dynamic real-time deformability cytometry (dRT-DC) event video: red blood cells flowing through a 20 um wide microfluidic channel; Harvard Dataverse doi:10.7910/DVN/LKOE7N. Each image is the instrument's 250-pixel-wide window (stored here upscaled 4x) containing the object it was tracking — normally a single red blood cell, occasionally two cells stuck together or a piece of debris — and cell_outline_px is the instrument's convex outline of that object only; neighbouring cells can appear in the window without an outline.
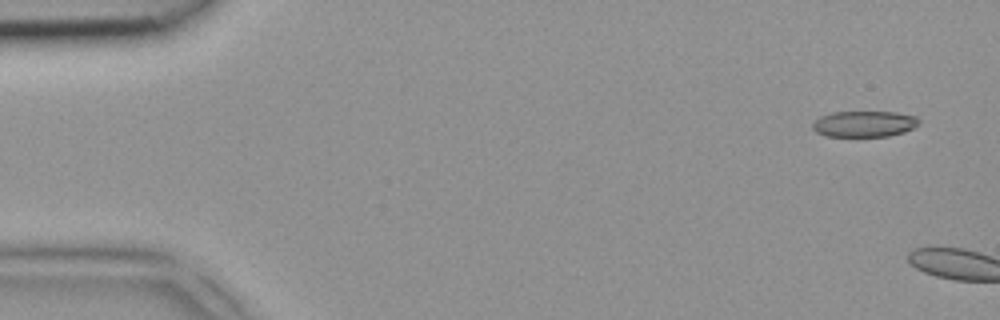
{"species": "common noctule bat (a hibernating species)", "species_latin": "Nyctalus noctula", "temperature_condition": "room temperature", "stored_images_in_passage": 2, "camera_frame_rate_fps": 3000, "um_per_image_px": 0.085, "animal": {"sex": "female", "body_mass_g": 18.4}, "frame": {"image": 1, "passage_image": 1, "time_ms": 0.0, "image_size_px": [1000, 320], "cell_outline_px": [[920, 124], [904, 132], [888, 136], [824, 136], [816, 132], [812, 128], [812, 124], [820, 116], [832, 112], [896, 112], [916, 116], [920, 120]], "centroid_in_image_um": [73.46, 10.53], "position_along_channel_um": 11.5, "area_um2": 16.18}}